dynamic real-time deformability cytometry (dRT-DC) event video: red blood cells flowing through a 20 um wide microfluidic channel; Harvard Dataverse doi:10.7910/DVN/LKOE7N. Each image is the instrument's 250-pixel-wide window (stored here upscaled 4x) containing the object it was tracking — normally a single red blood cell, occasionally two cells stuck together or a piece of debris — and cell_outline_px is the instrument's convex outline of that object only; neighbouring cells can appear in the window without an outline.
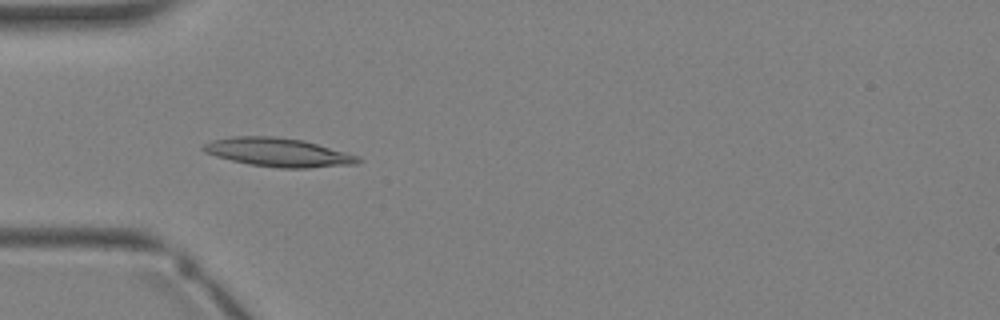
{"species": "Egyptian fruit bat (a non-hibernating species)", "species_latin": "Rousettus aegyptiacus", "temperature_condition": "warm", "stored_images_in_passage": 3, "camera_frame_rate_fps": 3000, "um_per_image_px": 0.085, "animal": {"sex": "female"}, "frame": {"image": 1, "passage_image": 2, "time_ms": 1.333, "image_size_px": [1000, 320], "cell_outline_px": [[360, 160], [356, 164], [308, 168], [280, 168], [248, 164], [216, 156], [204, 152], [200, 148], [204, 144], [212, 140], [232, 136], [276, 136], [304, 140], [348, 152], [360, 156]], "centroid_in_image_um": [23.66, 12.94], "position_along_channel_um": 61.3, "area_um2": 26.01}}
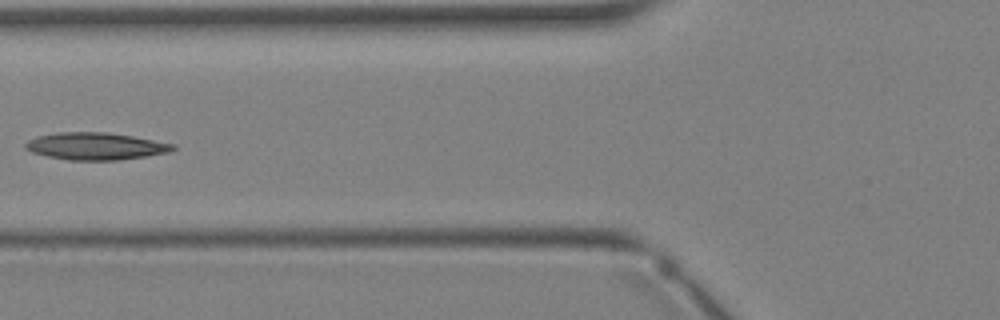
{"frame": {"image": 2, "passage_image": 3, "time_ms": 2.333, "image_size_px": [1000, 320], "cell_outline_px": [[176, 148], [168, 152], [144, 156], [116, 160], [68, 160], [48, 156], [32, 152], [24, 148], [24, 144], [28, 140], [36, 136], [56, 132], [108, 132], [132, 136], [176, 144]], "centroid_in_image_um": [8.09, 12.41], "position_along_channel_um": 117.7, "area_um2": 23.35}}